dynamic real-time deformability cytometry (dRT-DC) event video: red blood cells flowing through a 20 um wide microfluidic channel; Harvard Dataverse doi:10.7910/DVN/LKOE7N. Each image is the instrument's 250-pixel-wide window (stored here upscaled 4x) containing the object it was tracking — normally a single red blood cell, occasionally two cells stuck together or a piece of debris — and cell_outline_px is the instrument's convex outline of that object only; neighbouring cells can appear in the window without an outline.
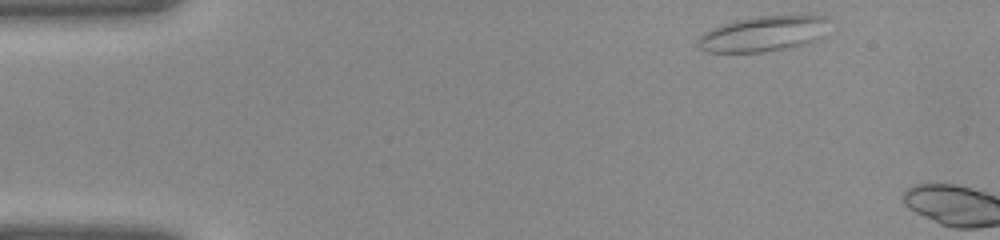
{"species": "common noctule bat (a hibernating species)", "species_latin": "Nyctalus noctula", "temperature_condition": "warm", "stored_images_in_passage": 3, "camera_frame_rate_fps": 3000, "um_per_image_px": 0.085, "animal": {"sex": "female", "body_mass_g": 22.0, "forearm_length_mm": 56.7}, "frame": {"image": 1, "passage_image": 1, "time_ms": 0.0, "image_size_px": [1000, 240], "cell_outline_px": [[828, 20], [824, 36], [808, 44], [788, 48], [764, 52], [708, 52], [700, 48], [696, 44], [696, 40], [704, 32], [720, 24], [736, 20], [760, 16], [812, 12], [828, 16]], "centroid_in_image_um": [64.98, 2.83], "position_along_channel_um": 20.0, "area_um2": 28.15}}